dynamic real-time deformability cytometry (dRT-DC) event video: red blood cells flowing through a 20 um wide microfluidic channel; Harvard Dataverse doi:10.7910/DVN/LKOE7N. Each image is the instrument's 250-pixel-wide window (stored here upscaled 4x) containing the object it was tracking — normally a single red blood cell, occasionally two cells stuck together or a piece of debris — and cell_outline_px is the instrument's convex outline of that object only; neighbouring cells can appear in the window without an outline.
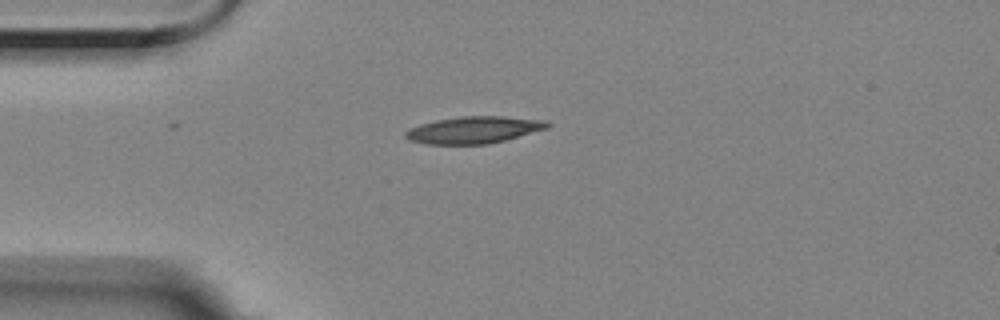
{"species": "Egyptian fruit bat (a non-hibernating species)", "species_latin": "Rousettus aegyptiacus", "temperature_condition": "room temperature", "stored_images_in_passage": 43, "camera_frame_rate_fps": 3000, "um_per_image_px": 0.085, "animal": {"sex": "female"}, "frame": {"image": 1, "passage_image": 1, "time_ms": 0.0, "image_size_px": [1000, 320], "cell_outline_px": [[552, 124], [548, 128], [504, 140], [488, 144], [424, 144], [408, 140], [404, 136], [404, 132], [420, 124], [436, 120], [460, 116], [504, 116], [548, 120]], "centroid_in_image_um": [40.29, 11.03], "position_along_channel_um": 44.7, "area_um2": 22.37}}
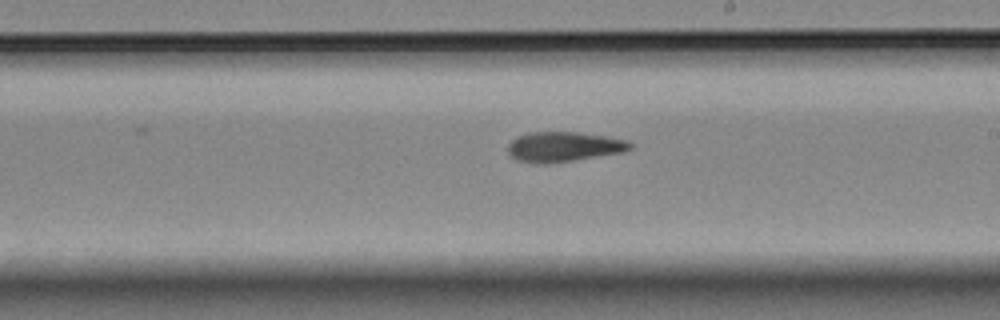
{"frame": {"image": 2, "passage_image": 19, "time_ms": 6.0, "image_size_px": [1000, 320], "cell_outline_px": [[636, 144], [632, 148], [624, 152], [548, 164], [536, 164], [516, 160], [508, 152], [508, 144], [516, 136], [528, 132], [576, 132], [608, 136], [628, 140]], "centroid_in_image_um": [47.94, 12.47], "position_along_channel_um": 241.1, "area_um2": 21.68}}
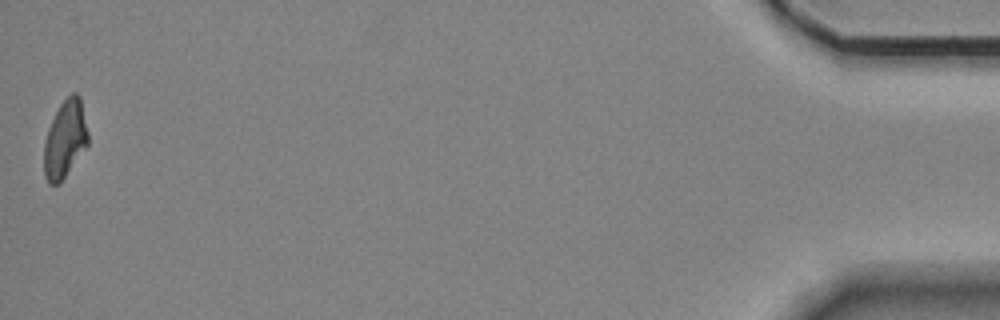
{"frame": {"image": 3, "passage_image": 43, "time_ms": 14.0, "image_size_px": [1000, 320], "cell_outline_px": [[88, 144], [64, 176], [56, 184], [48, 184], [44, 176], [44, 144], [48, 128], [60, 104], [72, 92], [76, 92], [80, 96], [88, 132]], "centroid_in_image_um": [5.52, 11.8], "position_along_channel_um": 429.7, "area_um2": 19.54}, "authors_computed_cell_mechanics": {"area_um2": 20.7502, "velocity_mm_per_s": 3.533, "shape_relaxation_time_tau1_ms": 9.0503, "shape_relaxation_time_tau2_ms": 2.6815, "deformation_change_tau1": 0.2437, "deformation_change_tau2": 0.1071}}